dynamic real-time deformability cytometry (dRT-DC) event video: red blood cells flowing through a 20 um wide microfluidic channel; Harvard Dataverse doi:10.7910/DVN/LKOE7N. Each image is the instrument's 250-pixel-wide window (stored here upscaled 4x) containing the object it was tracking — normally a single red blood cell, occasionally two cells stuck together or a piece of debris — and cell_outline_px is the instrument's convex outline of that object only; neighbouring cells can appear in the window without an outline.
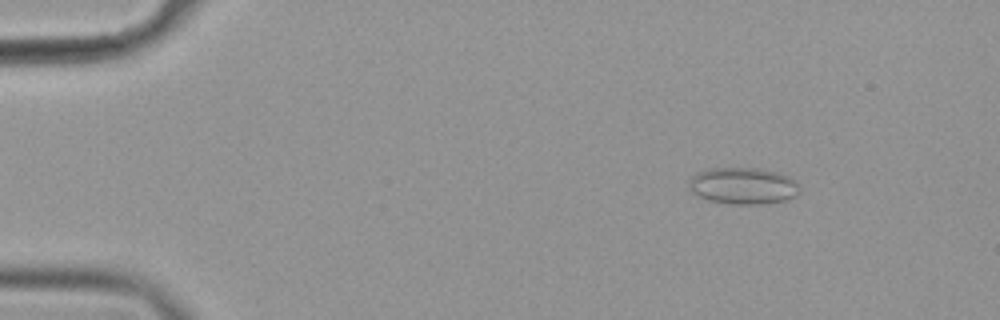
{"species": "common noctule bat (a hibernating species)", "species_latin": "Nyctalus noctula", "temperature_condition": "cold", "stored_images_in_passage": 56, "camera_frame_rate_fps": 3000, "um_per_image_px": 0.085, "animal": {"sex": "female", "body_mass_g": 19.9}, "frame": {"image": 1, "passage_image": 8, "time_ms": 2.333, "image_size_px": [1000, 320], "cell_outline_px": [[800, 192], [796, 196], [784, 200], [768, 204], [732, 204], [708, 200], [692, 192], [688, 188], [688, 180], [696, 172], [708, 168], [760, 168], [780, 172], [788, 176], [800, 188]], "centroid_in_image_um": [63.15, 15.79], "position_along_channel_um": 21.9, "area_um2": 23.93}}
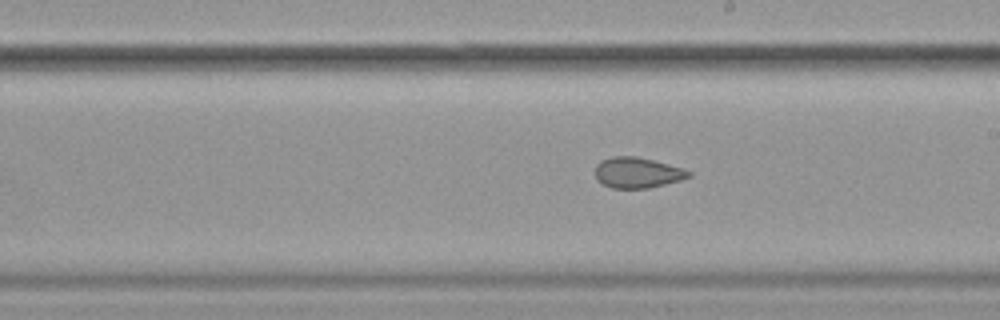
{"frame": {"image": 2, "passage_image": 33, "time_ms": 10.667, "image_size_px": [1000, 320], "cell_outline_px": [[692, 176], [680, 180], [648, 188], [612, 188], [596, 180], [596, 164], [600, 160], [612, 156], [636, 156], [684, 168], [692, 172]], "centroid_in_image_um": [54.17, 14.67], "position_along_channel_um": 234.8, "area_um2": 16.7}}
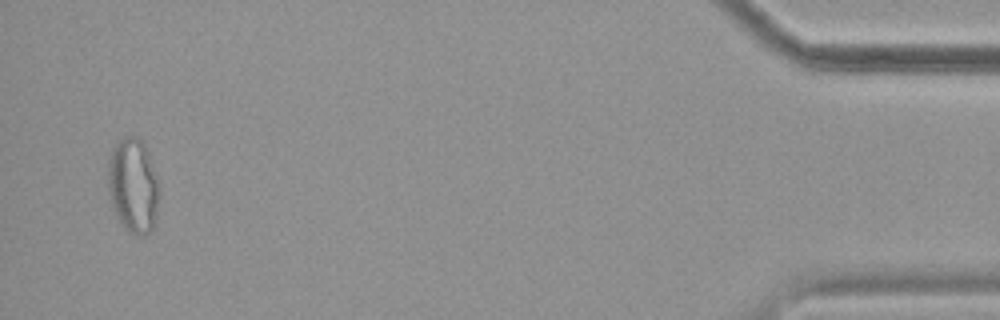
{"frame": {"image": 3, "passage_image": 55, "time_ms": 18.0, "image_size_px": [1000, 320], "cell_outline_px": [[160, 192], [156, 220], [152, 228], [144, 236], [136, 236], [128, 232], [124, 228], [112, 204], [108, 192], [108, 164], [112, 148], [124, 136], [136, 136], [144, 144], [148, 152], [160, 188]], "centroid_in_image_um": [11.34, 15.8], "position_along_channel_um": 423.9, "area_um2": 28.38}, "authors_computed_cell_mechanics": {"area_um2": 20.2878, "velocity_mm_per_s": 3.6171, "shape_relaxation_time_tau1_ms": null, "shape_relaxation_time_tau2_ms": 1.5124, "deformation_change_tau1": null, "deformation_change_tau2": 0.0706}}